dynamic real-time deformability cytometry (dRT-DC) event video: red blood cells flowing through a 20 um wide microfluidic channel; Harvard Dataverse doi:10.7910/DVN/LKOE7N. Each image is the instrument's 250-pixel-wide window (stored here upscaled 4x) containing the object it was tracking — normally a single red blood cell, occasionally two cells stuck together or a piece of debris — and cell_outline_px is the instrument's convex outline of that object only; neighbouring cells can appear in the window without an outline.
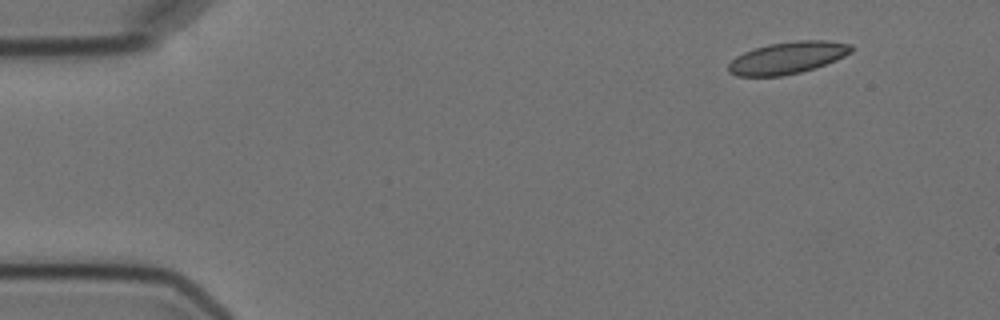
{"species": "Egyptian fruit bat (a non-hibernating species)", "species_latin": "Rousettus aegyptiacus", "temperature_condition": "cold", "stored_images_in_passage": 4, "camera_frame_rate_fps": 3000, "um_per_image_px": 0.085, "animal": {"sex": "female"}, "frame": {"image": 1, "passage_image": 1, "time_ms": 0.0, "image_size_px": [1000, 320], "cell_outline_px": [[852, 52], [836, 60], [816, 68], [800, 72], [780, 76], [736, 76], [728, 72], [728, 64], [736, 56], [744, 52], [768, 44], [796, 40], [824, 40], [852, 44]], "centroid_in_image_um": [66.94, 4.91], "position_along_channel_um": 18.1, "area_um2": 22.95}}
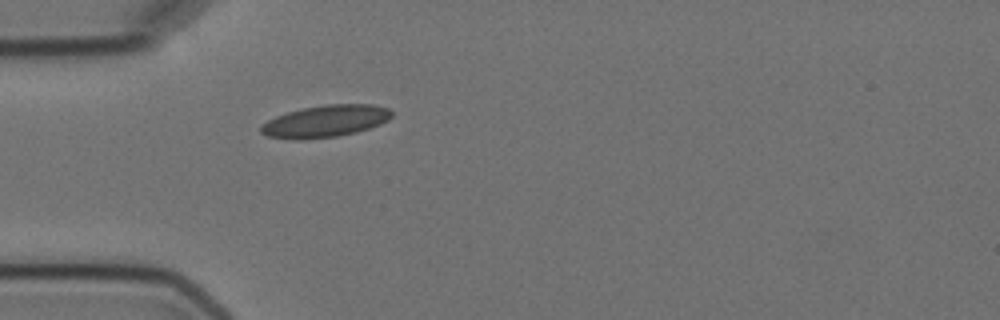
{"frame": {"image": 2, "passage_image": 4, "time_ms": 3.667, "image_size_px": [1000, 320], "cell_outline_px": [[392, 116], [388, 120], [380, 124], [356, 132], [336, 136], [304, 140], [300, 140], [268, 136], [260, 132], [260, 128], [268, 120], [276, 116], [288, 112], [304, 108], [324, 104], [372, 104], [388, 108], [392, 112]], "centroid_in_image_um": [27.68, 10.3], "position_along_channel_um": 57.3, "area_um2": 24.22}}